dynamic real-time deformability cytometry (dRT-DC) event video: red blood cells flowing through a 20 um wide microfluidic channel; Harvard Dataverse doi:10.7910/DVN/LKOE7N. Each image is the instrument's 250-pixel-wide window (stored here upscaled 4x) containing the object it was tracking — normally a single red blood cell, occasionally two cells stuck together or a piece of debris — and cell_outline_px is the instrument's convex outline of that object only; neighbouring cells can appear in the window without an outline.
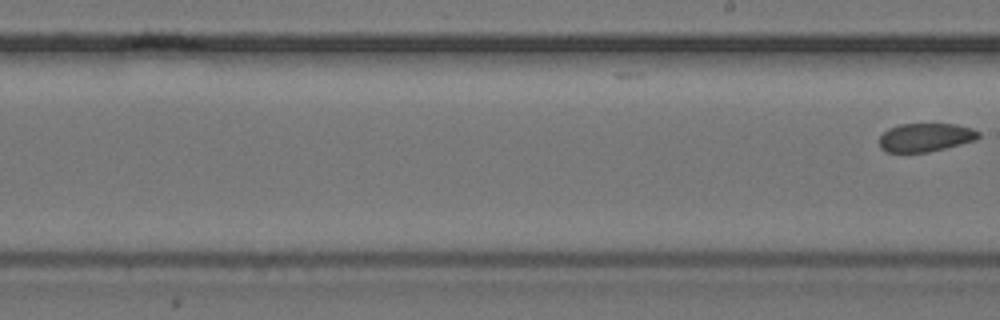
{"species": "common noctule bat (a hibernating species)", "species_latin": "Nyctalus noctula", "temperature_condition": "cold", "stored_images_in_passage": 11, "segment_of_instrument_passage": [2, 2], "camera_frame_rate_fps": 3000, "um_per_image_px": 0.085, "animal": {"sex": "female", "body_mass_g": 24.6, "forearm_length_mm": 56.2}, "frame": {"image": 1, "passage_image": 11, "time_ms": 3.333, "image_size_px": [1000, 320], "cell_outline_px": [[980, 136], [976, 140], [928, 152], [888, 152], [880, 148], [880, 136], [888, 128], [900, 124], [956, 124], [972, 128], [980, 132]], "centroid_in_image_um": [78.67, 11.67], "position_along_channel_um": 210.3, "area_um2": 16.42}}